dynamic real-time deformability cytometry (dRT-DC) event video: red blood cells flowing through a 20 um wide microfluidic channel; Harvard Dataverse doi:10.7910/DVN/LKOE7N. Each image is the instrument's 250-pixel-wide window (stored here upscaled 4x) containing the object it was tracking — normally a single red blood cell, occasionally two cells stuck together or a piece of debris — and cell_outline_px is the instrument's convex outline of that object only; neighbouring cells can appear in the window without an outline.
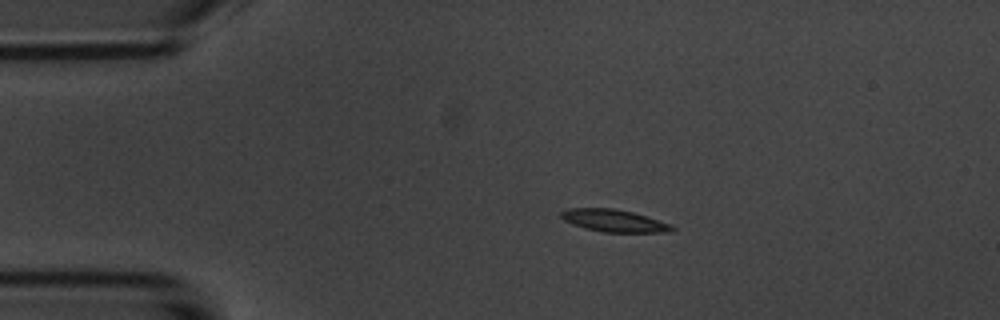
{"species": "common noctule bat (a hibernating species)", "species_latin": "Nyctalus noctula", "temperature_condition": "room temperature", "stored_images_in_passage": 5, "camera_frame_rate_fps": 3000, "um_per_image_px": 0.085, "animal": {"sex": "male", "body_mass_g": 20.1, "forearm_length_mm": 53.5}, "frame": {"image": 1, "passage_image": 3, "time_ms": 2.333, "image_size_px": [1000, 320], "cell_outline_px": [[676, 228], [672, 232], [604, 232], [584, 228], [572, 224], [564, 220], [560, 216], [560, 212], [568, 208], [612, 208], [632, 212], [672, 224]], "centroid_in_image_um": [52.19, 18.76], "position_along_channel_um": 32.8, "area_um2": 14.45}}
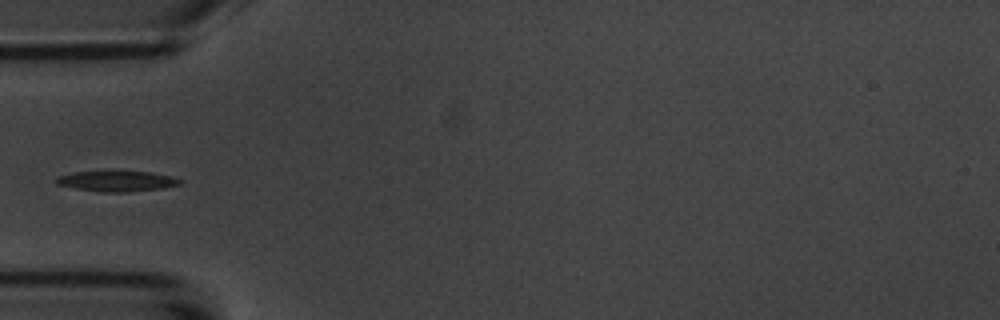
{"frame": {"image": 2, "passage_image": 5, "time_ms": 4.667, "image_size_px": [1000, 320], "cell_outline_px": [[184, 180], [180, 184], [160, 188], [124, 192], [104, 192], [76, 188], [56, 184], [56, 176], [72, 172], [148, 172], [172, 176]], "centroid_in_image_um": [9.92, 15.39], "position_along_channel_um": 75.1, "area_um2": 14.45}}